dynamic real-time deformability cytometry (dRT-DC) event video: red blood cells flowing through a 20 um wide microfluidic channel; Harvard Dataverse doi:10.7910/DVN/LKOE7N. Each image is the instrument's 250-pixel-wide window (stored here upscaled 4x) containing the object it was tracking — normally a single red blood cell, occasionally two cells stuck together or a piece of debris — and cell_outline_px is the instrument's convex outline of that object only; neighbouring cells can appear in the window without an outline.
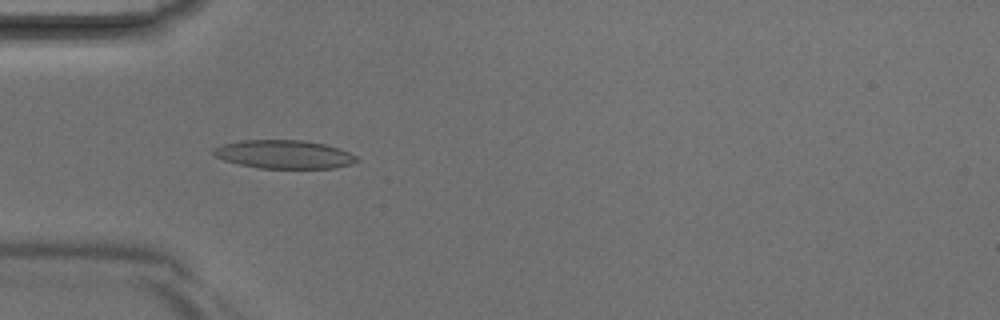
{"species": "Egyptian fruit bat (a non-hibernating species)", "species_latin": "Rousettus aegyptiacus", "temperature_condition": "room temperature", "stored_images_in_passage": 41, "camera_frame_rate_fps": 3000, "um_per_image_px": 0.085, "animal": {"sex": "male"}, "frame": {"image": 1, "passage_image": 12, "time_ms": 3.667, "image_size_px": [1000, 320], "cell_outline_px": [[360, 160], [352, 164], [332, 168], [260, 168], [240, 164], [224, 160], [216, 156], [212, 152], [212, 148], [224, 144], [244, 140], [304, 140], [324, 144], [348, 152], [356, 156]], "centroid_in_image_um": [24.15, 13.12], "position_along_channel_um": 60.9, "area_um2": 23.52}}
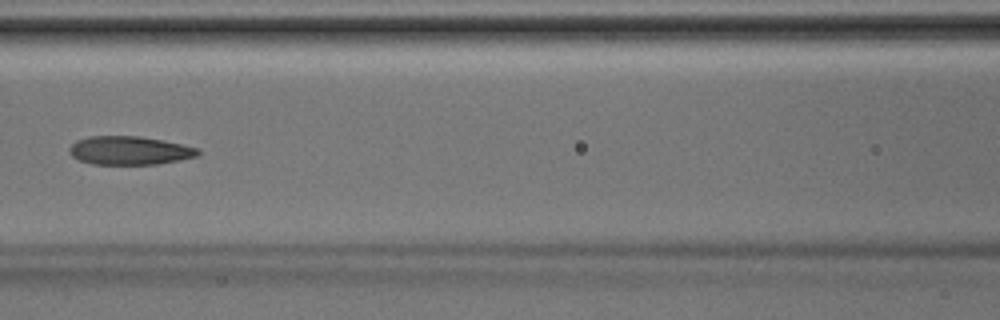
{"frame": {"image": 2, "passage_image": 18, "time_ms": 5.667, "image_size_px": [1000, 320], "cell_outline_px": [[200, 152], [196, 156], [180, 160], [156, 164], [92, 164], [80, 160], [72, 156], [68, 152], [68, 148], [76, 140], [88, 136], [140, 136], [164, 140], [200, 148]], "centroid_in_image_um": [11.0, 12.78], "position_along_channel_um": 155.6, "area_um2": 21.5}}
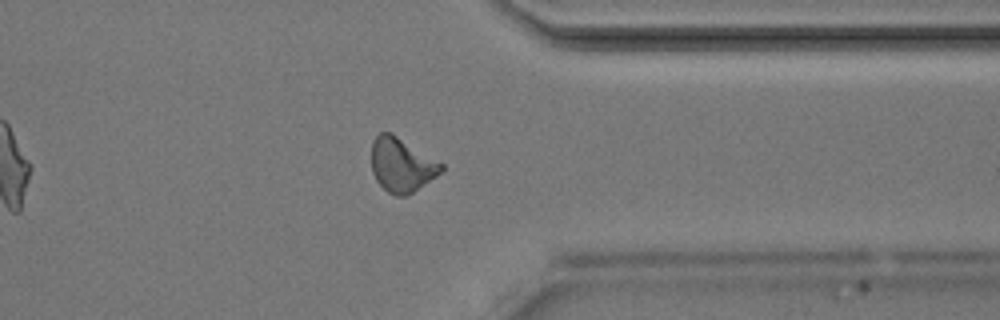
{"frame": {"image": 3, "passage_image": 32, "time_ms": 10.333, "image_size_px": [1000, 320], "cell_outline_px": [[444, 172], [408, 196], [396, 196], [388, 192], [376, 180], [372, 172], [372, 140], [380, 132], [392, 132], [444, 164]], "centroid_in_image_um": [34.17, 14.02], "position_along_channel_um": 377.2, "area_um2": 22.37}}